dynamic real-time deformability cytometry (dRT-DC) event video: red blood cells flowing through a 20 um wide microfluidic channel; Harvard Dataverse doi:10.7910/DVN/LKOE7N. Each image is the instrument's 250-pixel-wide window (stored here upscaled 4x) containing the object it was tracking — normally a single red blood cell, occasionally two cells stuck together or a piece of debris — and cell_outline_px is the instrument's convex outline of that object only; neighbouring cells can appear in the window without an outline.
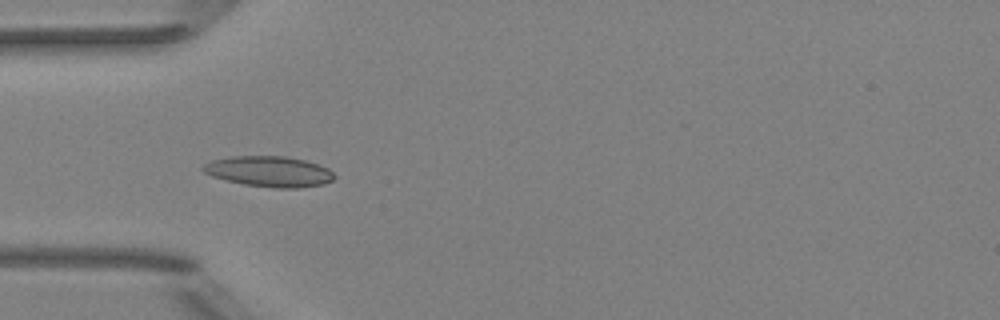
{"species": "Egyptian fruit bat (a non-hibernating species)", "species_latin": "Rousettus aegyptiacus", "temperature_condition": "room temperature", "stored_images_in_passage": 3, "camera_frame_rate_fps": 3000, "um_per_image_px": 0.085, "animal": {"sex": "female"}, "frame": {"image": 1, "passage_image": 2, "time_ms": 1.333, "image_size_px": [1000, 320], "cell_outline_px": [[336, 176], [332, 180], [324, 184], [296, 188], [276, 188], [244, 184], [212, 176], [204, 172], [200, 168], [204, 164], [212, 160], [232, 156], [284, 156], [304, 160], [328, 168]], "centroid_in_image_um": [22.88, 14.57], "position_along_channel_um": 62.1, "area_um2": 23.24}}
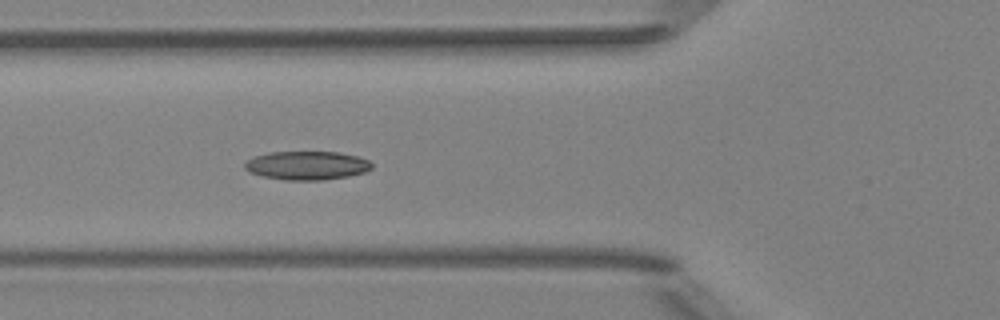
{"frame": {"image": 2, "passage_image": 3, "time_ms": 2.333, "image_size_px": [1000, 320], "cell_outline_px": [[372, 168], [364, 172], [348, 176], [324, 180], [284, 180], [264, 176], [248, 172], [244, 168], [244, 164], [252, 156], [268, 152], [340, 152], [356, 156], [368, 160], [372, 164]], "centroid_in_image_um": [26.06, 14.06], "position_along_channel_um": 99.7, "area_um2": 21.27}}